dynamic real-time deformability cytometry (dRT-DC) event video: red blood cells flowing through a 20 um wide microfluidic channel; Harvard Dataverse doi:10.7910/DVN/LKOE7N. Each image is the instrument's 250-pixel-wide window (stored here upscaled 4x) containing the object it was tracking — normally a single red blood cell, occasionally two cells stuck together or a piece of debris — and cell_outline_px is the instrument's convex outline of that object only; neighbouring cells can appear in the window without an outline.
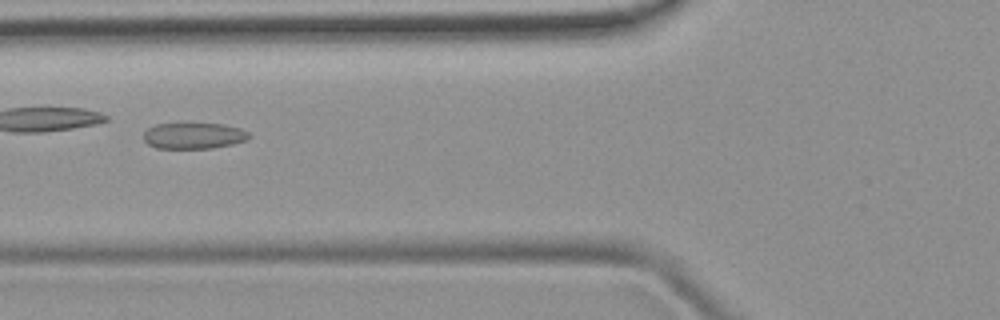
{"species": "common noctule bat (a hibernating species)", "species_latin": "Nyctalus noctula", "temperature_condition": "room temperature", "stored_images_in_passage": 25, "camera_frame_rate_fps": 3000, "um_per_image_px": 0.085, "animal": {"sex": "female", "body_mass_g": 19.9}, "frame": {"image": 1, "passage_image": 8, "time_ms": 2.333, "image_size_px": [1000, 320], "cell_outline_px": [[252, 136], [248, 140], [232, 144], [212, 148], [156, 148], [148, 144], [144, 140], [144, 132], [148, 128], [156, 124], [224, 124], [240, 128], [248, 132]], "centroid_in_image_um": [16.49, 11.54], "position_along_channel_um": 109.3, "area_um2": 16.01}}
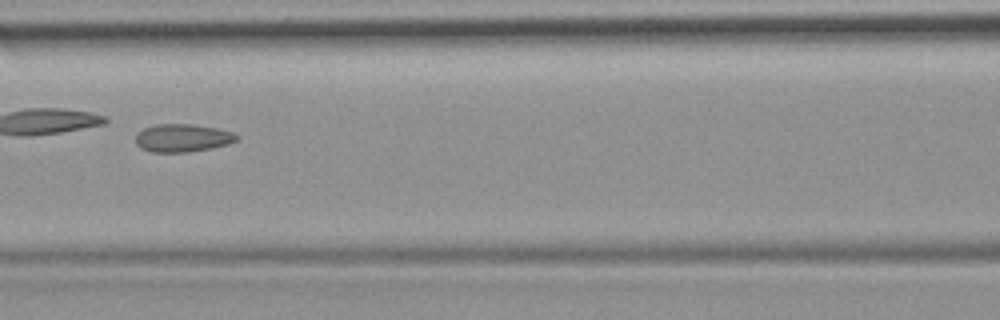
{"frame": {"image": 2, "passage_image": 11, "time_ms": 3.333, "image_size_px": [1000, 320], "cell_outline_px": [[240, 136], [236, 140], [228, 144], [212, 148], [188, 152], [152, 152], [140, 148], [136, 144], [136, 132], [144, 128], [156, 124], [192, 124], [216, 128], [232, 132]], "centroid_in_image_um": [15.49, 11.73], "position_along_channel_um": 151.1, "area_um2": 16.53}}